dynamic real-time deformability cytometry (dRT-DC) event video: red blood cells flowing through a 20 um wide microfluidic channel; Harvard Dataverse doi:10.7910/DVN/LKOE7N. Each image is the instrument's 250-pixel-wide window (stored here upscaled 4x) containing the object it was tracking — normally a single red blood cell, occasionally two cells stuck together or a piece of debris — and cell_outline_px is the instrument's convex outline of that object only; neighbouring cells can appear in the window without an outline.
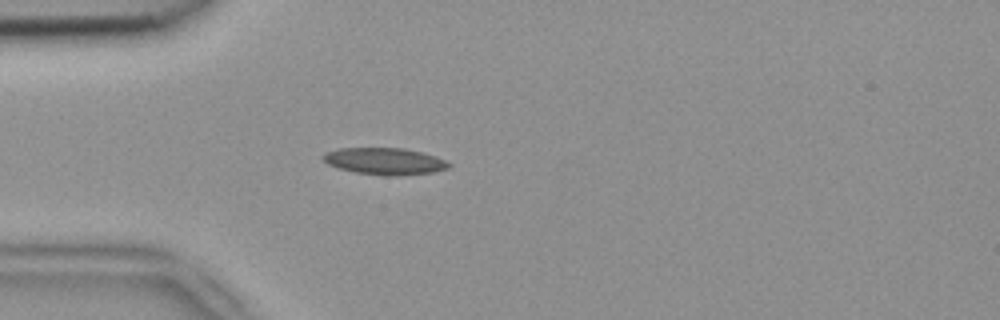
{"species": "common noctule bat (a hibernating species)", "species_latin": "Nyctalus noctula", "temperature_condition": "room temperature", "stored_images_in_passage": 4, "camera_frame_rate_fps": 3000, "um_per_image_px": 0.085, "animal": {"sex": "female", "body_mass_g": 18.4}, "frame": {"image": 1, "passage_image": 4, "time_ms": 1.0, "image_size_px": [1000, 320], "cell_outline_px": [[452, 164], [448, 168], [432, 172], [396, 176], [384, 176], [356, 172], [336, 168], [328, 164], [320, 156], [324, 152], [340, 148], [404, 148], [436, 156]], "centroid_in_image_um": [32.66, 13.7], "position_along_channel_um": 52.3, "area_um2": 19.71}}